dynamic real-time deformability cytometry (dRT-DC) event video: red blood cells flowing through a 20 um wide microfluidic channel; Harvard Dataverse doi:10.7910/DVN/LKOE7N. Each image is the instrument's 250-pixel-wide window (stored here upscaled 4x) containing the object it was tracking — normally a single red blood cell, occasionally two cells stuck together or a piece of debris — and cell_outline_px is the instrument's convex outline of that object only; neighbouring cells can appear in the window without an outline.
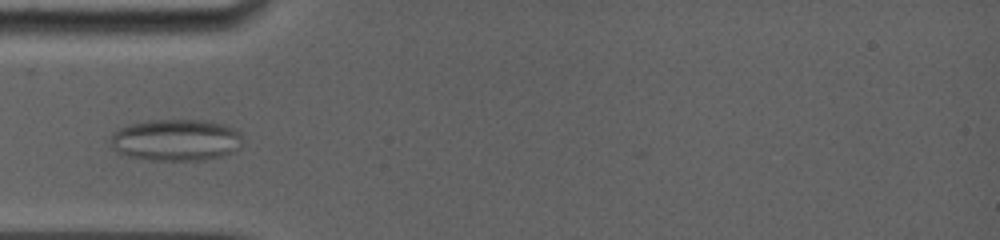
{"species": "common noctule bat (a hibernating species)", "species_latin": "Nyctalus noctula", "temperature_condition": "room temperature", "stored_images_in_passage": 9, "camera_frame_rate_fps": 5000, "um_per_image_px": 0.085, "animal": {"sex": "female", "body_mass_g": 19.0, "forearm_length_mm": 56.7}, "frame": {"image": 1, "passage_image": 1, "time_ms": 0.0, "image_size_px": [1000, 240], "cell_outline_px": [[240, 136], [236, 148], [232, 152], [220, 156], [204, 160], [148, 160], [128, 156], [120, 152], [112, 144], [112, 136], [116, 128], [148, 120], [212, 120], [224, 124], [240, 132]], "centroid_in_image_um": [14.94, 11.89], "position_along_channel_um": 70.1, "area_um2": 31.73}}
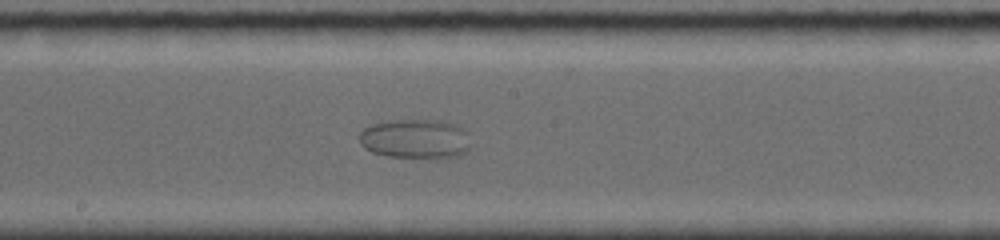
{"frame": {"image": 2, "passage_image": 6, "time_ms": 4.0, "image_size_px": [1000, 240], "cell_outline_px": [[468, 148], [464, 152], [456, 156], [388, 156], [372, 152], [364, 148], [360, 144], [360, 132], [364, 128], [372, 124], [392, 120], [448, 120], [456, 124], [464, 132]], "centroid_in_image_um": [35.22, 11.76], "position_along_channel_um": 213.0, "area_um2": 24.85}}
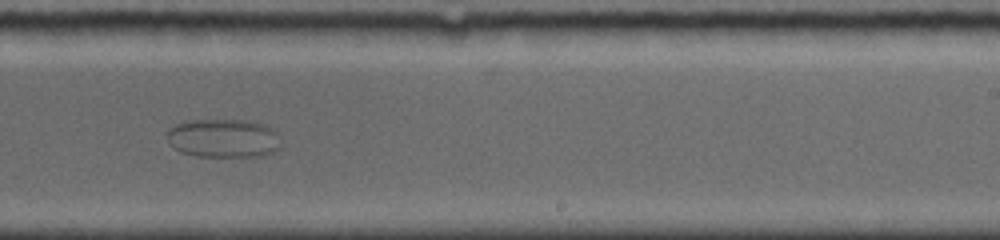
{"frame": {"image": 3, "passage_image": 8, "time_ms": 5.6, "image_size_px": [1000, 240], "cell_outline_px": [[280, 148], [272, 152], [260, 156], [196, 156], [180, 152], [172, 148], [168, 136], [168, 128], [176, 124], [188, 120], [248, 120], [264, 124], [272, 128], [276, 132]], "centroid_in_image_um": [18.97, 11.74], "position_along_channel_um": 270.0, "area_um2": 25.66}}